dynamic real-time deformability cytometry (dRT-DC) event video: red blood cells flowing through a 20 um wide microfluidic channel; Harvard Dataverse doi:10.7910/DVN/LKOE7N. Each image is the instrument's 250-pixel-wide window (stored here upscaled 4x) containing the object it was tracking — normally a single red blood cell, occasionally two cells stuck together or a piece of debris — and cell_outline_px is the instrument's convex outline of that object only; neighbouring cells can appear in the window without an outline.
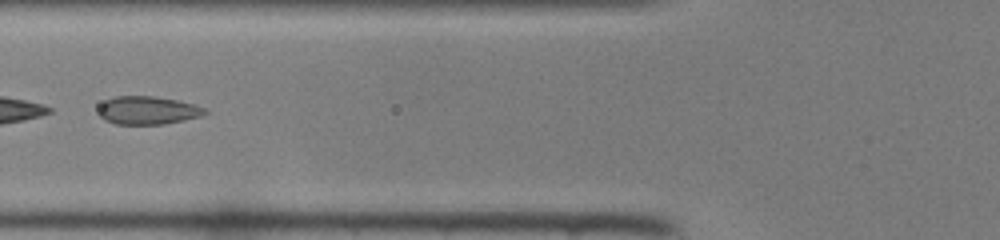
{"species": "common noctule bat (a hibernating species)", "species_latin": "Nyctalus noctula", "temperature_condition": "room temperature", "stored_images_in_passage": 45, "segment_of_instrument_passage": [2, 2], "camera_frame_rate_fps": 3000, "um_per_image_px": 0.085, "animal": {"sex": "female", "body_mass_g": 22.0, "forearm_length_mm": 56.7}, "frame": {"image": 1, "passage_image": 18, "time_ms": 5.667, "image_size_px": [1000, 240], "cell_outline_px": [[208, 112], [200, 116], [184, 120], [164, 124], [116, 124], [104, 120], [100, 116], [100, 104], [104, 100], [112, 96], [152, 96], [176, 100], [196, 104], [204, 108]], "centroid_in_image_um": [12.54, 9.37], "position_along_channel_um": 113.3, "area_um2": 17.46}}
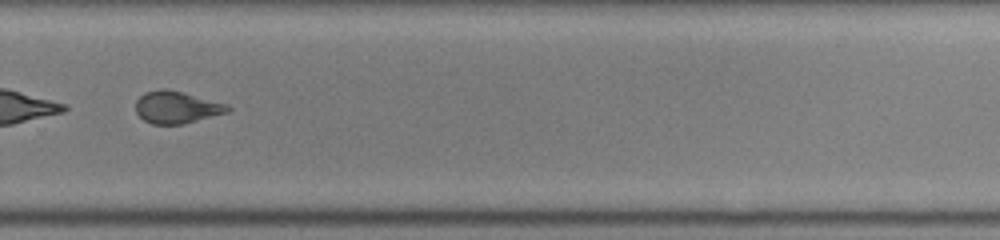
{"frame": {"image": 2, "passage_image": 32, "time_ms": 10.333, "image_size_px": [1000, 240], "cell_outline_px": [[232, 108], [228, 112], [184, 124], [152, 124], [144, 120], [136, 112], [136, 100], [144, 92], [160, 88], [164, 88], [228, 104]], "centroid_in_image_um": [15.0, 9.12], "position_along_channel_um": 314.8, "area_um2": 17.17}}
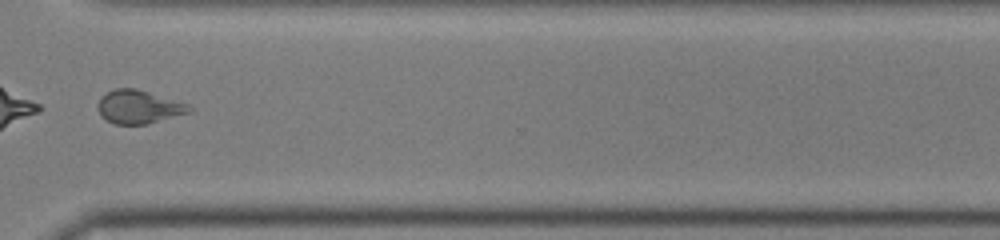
{"frame": {"image": 3, "passage_image": 35, "time_ms": 11.333, "image_size_px": [1000, 240], "cell_outline_px": [[192, 112], [144, 124], [112, 124], [100, 112], [100, 96], [112, 88], [136, 88], [188, 104], [192, 108]], "centroid_in_image_um": [11.81, 9.07], "position_along_channel_um": 358.8, "area_um2": 17.46}}